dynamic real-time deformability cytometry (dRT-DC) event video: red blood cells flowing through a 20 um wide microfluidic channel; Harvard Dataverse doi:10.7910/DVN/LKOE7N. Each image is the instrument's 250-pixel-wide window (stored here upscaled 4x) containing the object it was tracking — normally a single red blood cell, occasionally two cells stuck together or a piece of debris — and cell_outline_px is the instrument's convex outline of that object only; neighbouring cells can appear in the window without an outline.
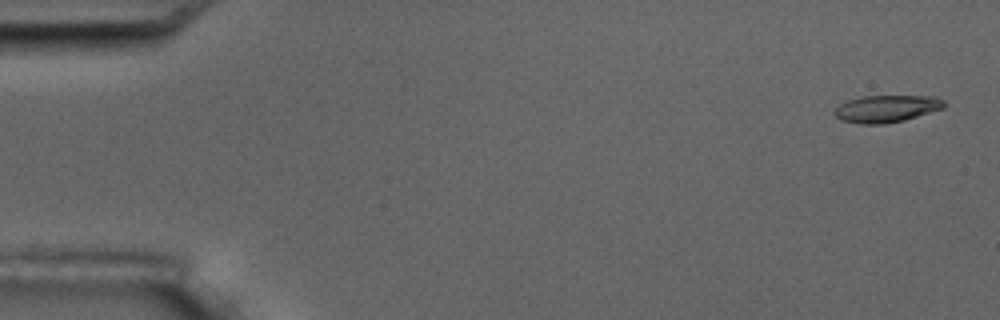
{"species": "common noctule bat (a hibernating species)", "species_latin": "Nyctalus noctula", "temperature_condition": "room temperature", "stored_images_in_passage": 5, "camera_frame_rate_fps": 3000, "um_per_image_px": 0.085, "animal": {"sex": "male", "body_mass_g": 17.5, "forearm_length_mm": 52.3}, "frame": {"image": 1, "passage_image": 1, "time_ms": 0.0, "image_size_px": [1000, 320], "cell_outline_px": [[948, 104], [944, 108], [904, 120], [884, 124], [860, 124], [840, 120], [832, 112], [840, 104], [848, 100], [864, 96], [936, 96], [944, 100]], "centroid_in_image_um": [75.37, 9.24], "position_along_channel_um": 9.6, "area_um2": 17.46}}
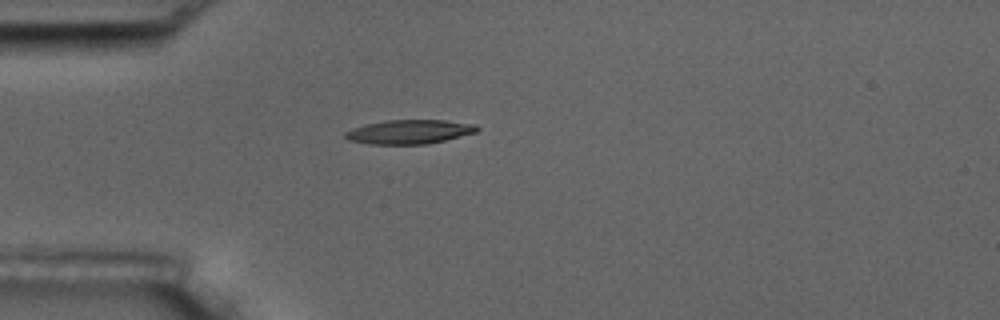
{"frame": {"image": 2, "passage_image": 5, "time_ms": 4.667, "image_size_px": [1000, 320], "cell_outline_px": [[480, 128], [476, 132], [428, 144], [368, 144], [348, 140], [344, 136], [344, 132], [352, 128], [368, 124], [388, 120], [444, 120], [476, 124]], "centroid_in_image_um": [34.79, 11.2], "position_along_channel_um": 50.2, "area_um2": 18.44}}